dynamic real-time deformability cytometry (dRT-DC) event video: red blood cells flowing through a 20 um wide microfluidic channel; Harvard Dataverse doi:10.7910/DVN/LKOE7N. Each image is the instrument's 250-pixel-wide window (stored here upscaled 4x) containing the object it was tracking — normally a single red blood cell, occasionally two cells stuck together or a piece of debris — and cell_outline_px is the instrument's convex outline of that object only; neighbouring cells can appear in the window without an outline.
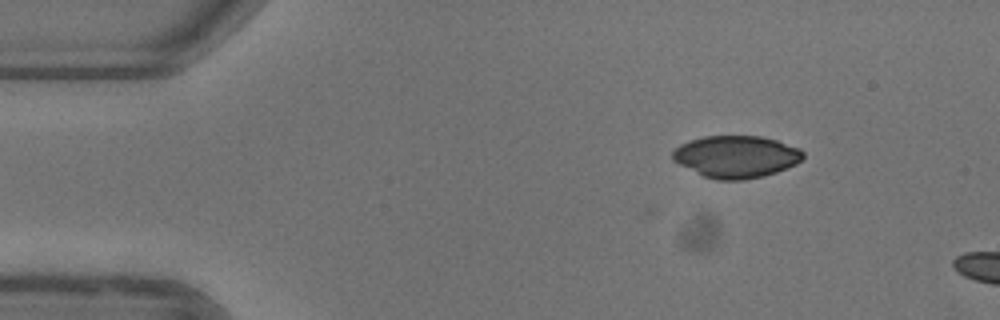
{"species": "common noctule bat (a hibernating species)", "species_latin": "Nyctalus noctula", "temperature_condition": "warm", "stored_images_in_passage": 5, "camera_frame_rate_fps": 3000, "um_per_image_px": 0.085, "animal": {"sex": "female"}, "frame": {"image": 1, "passage_image": 1, "time_ms": 0.0, "image_size_px": [1000, 320], "cell_outline_px": [[804, 156], [796, 164], [776, 172], [764, 176], [740, 180], [716, 180], [704, 176], [672, 160], [672, 152], [680, 144], [688, 140], [704, 136], [760, 136], [776, 140], [800, 148], [804, 152]], "centroid_in_image_um": [62.57, 13.31], "position_along_channel_um": 22.4, "area_um2": 31.96}}